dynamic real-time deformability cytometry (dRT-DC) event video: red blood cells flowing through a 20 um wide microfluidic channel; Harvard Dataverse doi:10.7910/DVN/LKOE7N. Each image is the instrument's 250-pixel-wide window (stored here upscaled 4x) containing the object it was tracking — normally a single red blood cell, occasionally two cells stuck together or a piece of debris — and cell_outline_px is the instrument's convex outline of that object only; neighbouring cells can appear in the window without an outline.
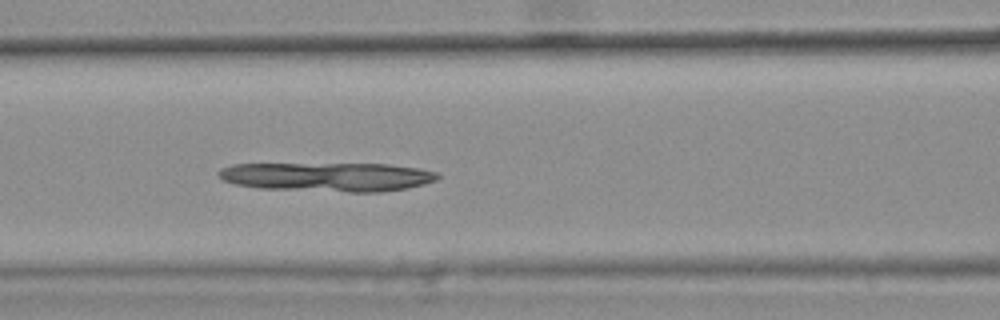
{"species": "common noctule bat (a hibernating species)", "species_latin": "Nyctalus noctula", "temperature_condition": "warm", "stored_images_in_passage": 44, "camera_frame_rate_fps": 3000, "um_per_image_px": 0.085, "animal": {"sex": "female", "body_mass_g": 25.1}, "frame": {"image": 1, "passage_image": 22, "time_ms": 7.0, "image_size_px": [1000, 320], "cell_outline_px": [[440, 176], [436, 180], [424, 184], [408, 188], [380, 192], [348, 192], [260, 188], [236, 184], [224, 180], [216, 172], [220, 168], [232, 164], [388, 164], [420, 168], [440, 172]], "centroid_in_image_um": [27.89, 15.03], "position_along_channel_um": 138.7, "area_um2": 37.17}}